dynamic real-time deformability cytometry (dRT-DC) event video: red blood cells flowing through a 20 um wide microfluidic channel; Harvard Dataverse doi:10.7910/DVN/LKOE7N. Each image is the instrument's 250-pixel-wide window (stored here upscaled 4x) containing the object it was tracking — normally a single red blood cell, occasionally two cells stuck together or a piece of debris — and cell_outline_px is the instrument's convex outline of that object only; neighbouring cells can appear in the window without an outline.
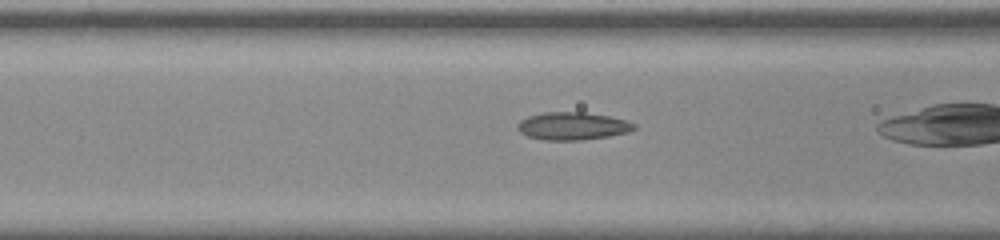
{"species": "common noctule bat (a hibernating species)", "species_latin": "Nyctalus noctula", "temperature_condition": "room temperature", "stored_images_in_passage": 9, "camera_frame_rate_fps": 3000, "um_per_image_px": 0.085, "animal": {"sex": "male", "body_mass_g": 20.0, "forearm_length_mm": 53.3}, "frame": {"image": 1, "passage_image": 4, "time_ms": 1.0, "image_size_px": [1000, 240], "cell_outline_px": [[636, 128], [628, 132], [608, 136], [580, 140], [548, 140], [528, 136], [520, 132], [516, 128], [516, 124], [520, 120], [528, 116], [544, 112], [584, 112], [608, 116], [628, 120], [636, 124]], "centroid_in_image_um": [48.66, 10.7], "position_along_channel_um": 117.9, "area_um2": 18.84}}
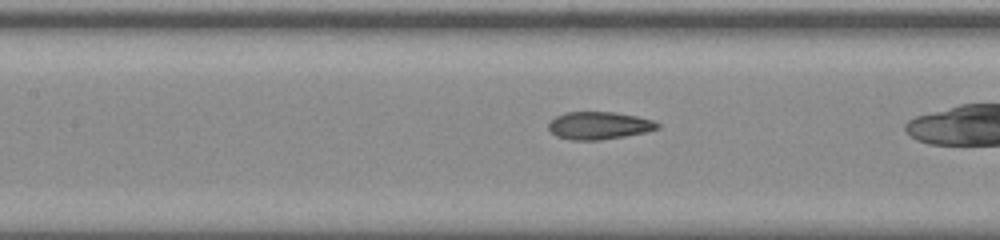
{"frame": {"image": 2, "passage_image": 7, "time_ms": 2.0, "image_size_px": [1000, 240], "cell_outline_px": [[660, 128], [644, 132], [624, 136], [600, 140], [572, 140], [556, 136], [548, 128], [548, 124], [556, 116], [564, 112], [616, 112], [636, 116], [652, 120], [660, 124]], "centroid_in_image_um": [50.91, 10.66], "position_along_channel_um": 156.5, "area_um2": 17.46}}